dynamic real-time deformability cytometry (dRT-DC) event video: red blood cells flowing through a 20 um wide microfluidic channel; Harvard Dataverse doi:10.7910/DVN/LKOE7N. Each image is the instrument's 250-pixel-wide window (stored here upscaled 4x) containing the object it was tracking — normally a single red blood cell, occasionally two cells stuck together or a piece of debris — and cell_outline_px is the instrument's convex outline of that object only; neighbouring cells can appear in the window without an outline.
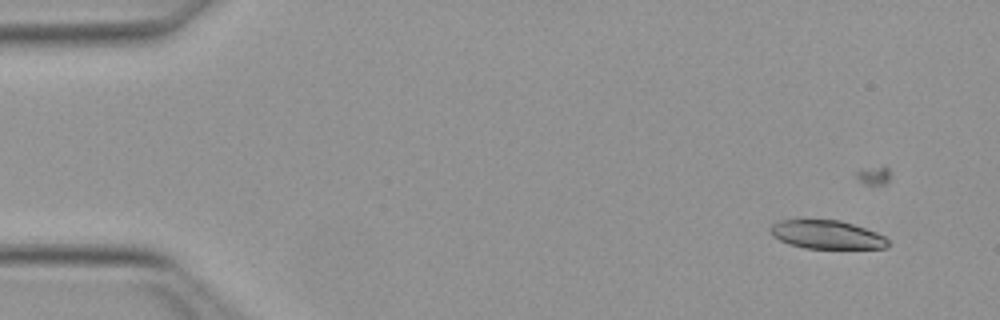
{"species": "Egyptian fruit bat (a non-hibernating species)", "species_latin": "Rousettus aegyptiacus", "temperature_condition": "warm", "stored_images_in_passage": 19, "camera_frame_rate_fps": 3000, "um_per_image_px": 0.085, "animal": {"sex": "female"}, "frame": {"image": 1, "passage_image": 5, "time_ms": 1.333, "image_size_px": [1000, 320], "cell_outline_px": [[888, 248], [804, 248], [788, 244], [772, 236], [768, 228], [772, 224], [780, 220], [796, 216], [840, 220], [876, 232], [884, 236], [888, 240]], "centroid_in_image_um": [70.16, 19.89], "position_along_channel_um": 14.8, "area_um2": 20.35}}
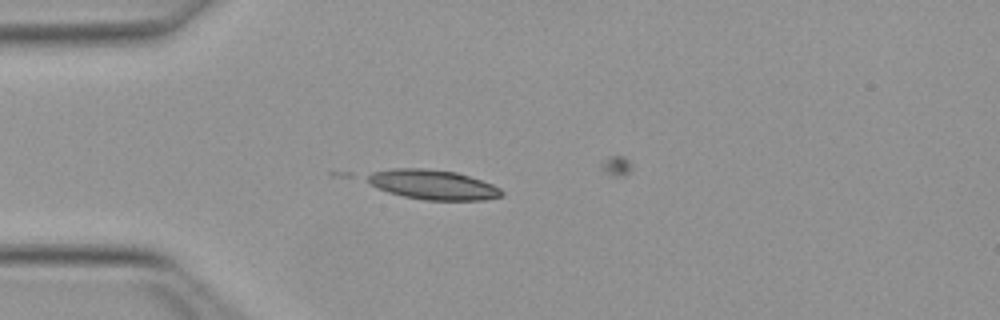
{"frame": {"image": 2, "passage_image": 15, "time_ms": 4.667, "image_size_px": [1000, 320], "cell_outline_px": [[504, 192], [500, 196], [484, 200], [424, 200], [404, 196], [388, 192], [372, 184], [360, 176], [372, 172], [392, 168], [424, 168], [456, 172], [492, 184], [500, 188]], "centroid_in_image_um": [36.75, 15.69], "position_along_channel_um": 48.3, "area_um2": 23.24}}